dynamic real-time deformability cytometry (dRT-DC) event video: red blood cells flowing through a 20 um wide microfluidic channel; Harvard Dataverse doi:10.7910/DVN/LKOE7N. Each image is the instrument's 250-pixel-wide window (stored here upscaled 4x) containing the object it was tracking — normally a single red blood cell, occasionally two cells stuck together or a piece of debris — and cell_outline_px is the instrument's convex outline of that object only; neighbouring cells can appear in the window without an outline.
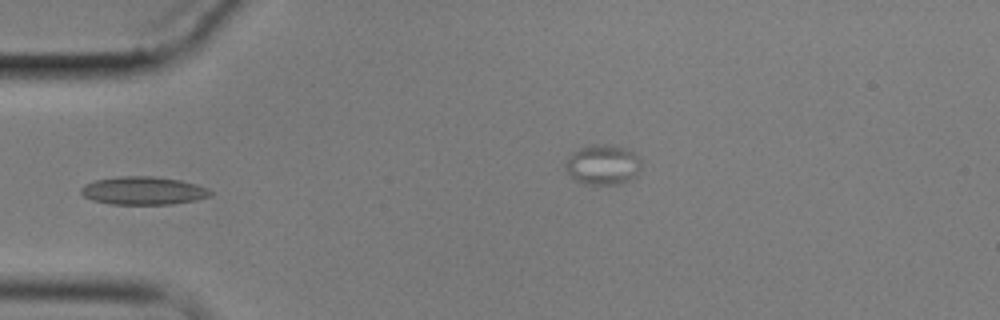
{"species": "common noctule bat (a hibernating species)", "species_latin": "Nyctalus noctula", "temperature_condition": "cold", "stored_images_in_passage": 9, "camera_frame_rate_fps": 3000, "um_per_image_px": 0.085, "animal": {"sex": "male", "body_mass_g": 17.9}, "frame": {"image": 1, "passage_image": 6, "time_ms": 6.667, "image_size_px": [1000, 320], "cell_outline_px": [[212, 192], [208, 196], [196, 200], [172, 204], [112, 204], [92, 200], [84, 196], [80, 192], [80, 188], [84, 184], [96, 180], [120, 176], [152, 176], [180, 180], [196, 184], [208, 188]], "centroid_in_image_um": [12.16, 16.2], "position_along_channel_um": 72.8, "area_um2": 21.1}}
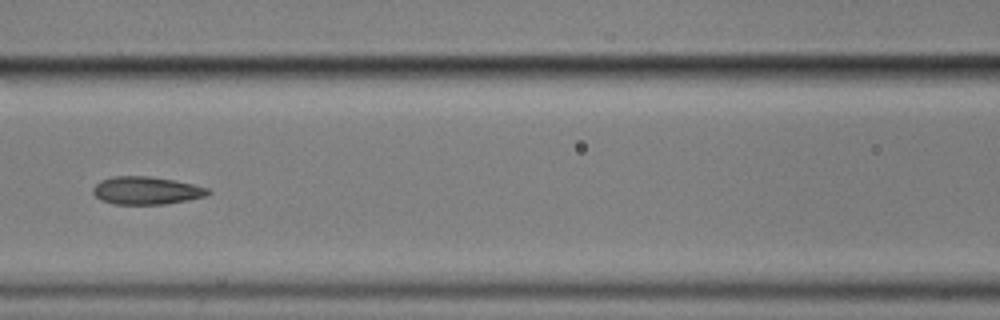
{"frame": {"image": 2, "passage_image": 8, "time_ms": 9.0, "image_size_px": [1000, 320], "cell_outline_px": [[212, 192], [208, 196], [188, 200], [164, 204], [112, 204], [100, 200], [92, 192], [92, 188], [100, 180], [112, 176], [152, 176], [192, 184], [208, 188]], "centroid_in_image_um": [12.43, 16.19], "position_along_channel_um": 154.2, "area_um2": 18.79}}
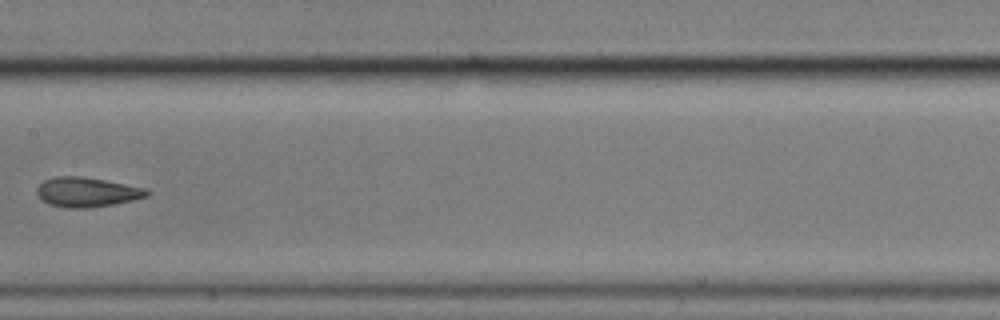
{"frame": {"image": 3, "passage_image": 9, "time_ms": 10.333, "image_size_px": [1000, 320], "cell_outline_px": [[152, 192], [148, 196], [132, 200], [112, 204], [84, 208], [64, 208], [48, 204], [40, 200], [36, 192], [36, 188], [44, 180], [52, 176], [80, 176], [104, 180], [144, 188]], "centroid_in_image_um": [7.32, 16.33], "position_along_channel_um": 200.1, "area_um2": 19.02}}